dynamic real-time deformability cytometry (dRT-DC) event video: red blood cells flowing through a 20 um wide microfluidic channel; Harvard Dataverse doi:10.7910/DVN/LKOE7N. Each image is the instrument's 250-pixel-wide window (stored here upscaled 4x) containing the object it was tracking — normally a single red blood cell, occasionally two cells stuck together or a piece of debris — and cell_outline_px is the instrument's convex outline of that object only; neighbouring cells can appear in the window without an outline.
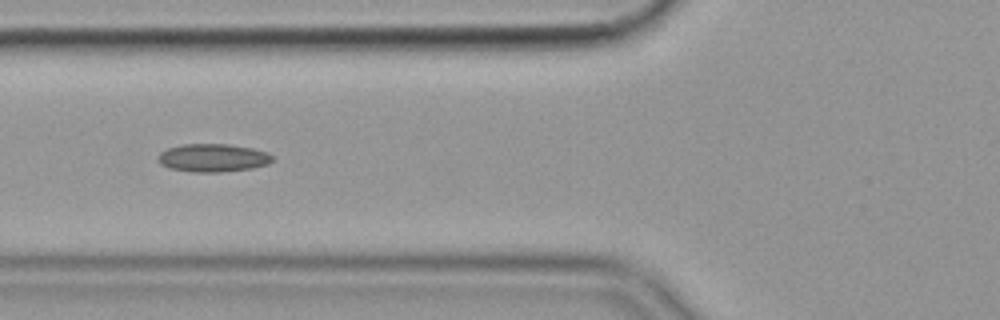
{"species": "common noctule bat (a hibernating species)", "species_latin": "Nyctalus noctula", "temperature_condition": "cold", "stored_images_in_passage": 42, "camera_frame_rate_fps": 3000, "um_per_image_px": 0.085, "animal": {"sex": "female", "body_mass_g": 19.9}, "frame": {"image": 1, "passage_image": 7, "time_ms": 2.0, "image_size_px": [1000, 320], "cell_outline_px": [[272, 160], [268, 164], [252, 168], [216, 172], [192, 172], [172, 168], [160, 164], [160, 152], [168, 148], [184, 144], [228, 144], [252, 148], [268, 152], [272, 156]], "centroid_in_image_um": [18.13, 13.41], "position_along_channel_um": 107.7, "area_um2": 18.44}, "authors_computed_cell_mechanics": {"area_um2": 17.9758, "velocity_mm_per_s": 3.5847, "shape_relaxation_time_tau1_ms": null, "shape_relaxation_time_tau2_ms": 4.8668, "deformation_change_tau1": null, "deformation_change_tau2": 0.115}}